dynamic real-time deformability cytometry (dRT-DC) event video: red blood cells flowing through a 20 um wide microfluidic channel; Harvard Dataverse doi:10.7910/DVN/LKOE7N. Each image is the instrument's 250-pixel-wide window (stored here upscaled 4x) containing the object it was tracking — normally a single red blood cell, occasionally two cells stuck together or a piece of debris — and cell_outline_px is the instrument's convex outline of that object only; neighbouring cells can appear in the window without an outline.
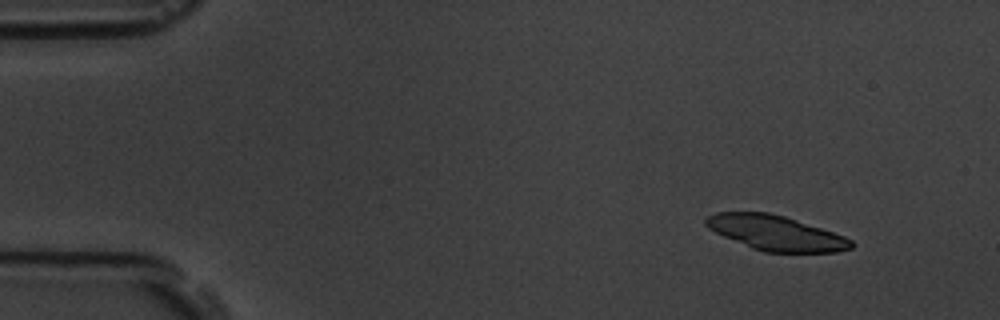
{"species": "common noctule bat (a hibernating species)", "species_latin": "Nyctalus noctula", "temperature_condition": "room temperature", "stored_images_in_passage": 4, "camera_frame_rate_fps": 3000, "um_per_image_px": 0.085, "animal": {"sex": "male", "body_mass_g": 19.5, "forearm_length_mm": 54.6}, "frame": {"image": 1, "passage_image": 1, "time_ms": 0.0, "image_size_px": [1000, 320], "cell_outline_px": [[856, 244], [852, 248], [836, 252], [764, 252], [752, 248], [724, 236], [708, 228], [704, 224], [704, 220], [708, 216], [716, 212], [768, 212], [784, 216], [844, 236], [852, 240]], "centroid_in_image_um": [65.94, 19.8], "position_along_channel_um": 19.1, "area_um2": 29.3}}